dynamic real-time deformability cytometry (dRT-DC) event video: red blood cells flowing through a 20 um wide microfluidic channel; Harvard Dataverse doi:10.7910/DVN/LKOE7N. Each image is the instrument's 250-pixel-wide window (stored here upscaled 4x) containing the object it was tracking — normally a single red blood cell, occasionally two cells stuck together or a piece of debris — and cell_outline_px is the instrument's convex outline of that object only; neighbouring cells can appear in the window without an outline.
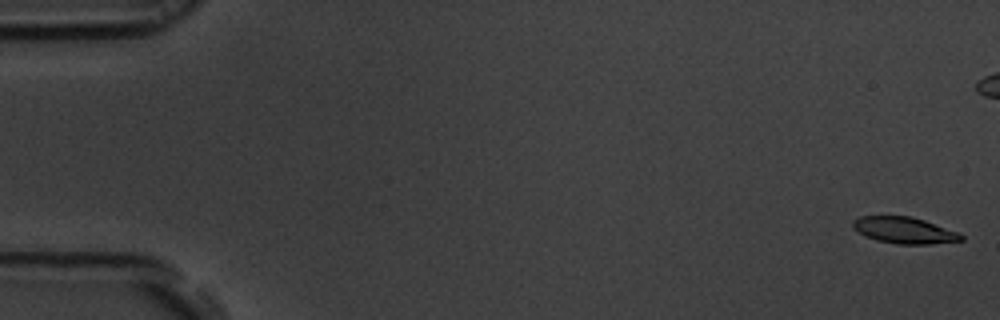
{"species": "common noctule bat (a hibernating species)", "species_latin": "Nyctalus noctula", "temperature_condition": "room temperature", "stored_images_in_passage": 56, "camera_frame_rate_fps": 3000, "um_per_image_px": 0.085, "animal": {"sex": "male", "body_mass_g": 19.5, "forearm_length_mm": 54.6}, "frame": {"image": 1, "passage_image": 1, "time_ms": 0.0, "image_size_px": [1000, 320], "cell_outline_px": [[964, 240], [928, 244], [896, 244], [876, 240], [864, 236], [852, 228], [852, 220], [860, 216], [912, 216], [960, 232], [964, 236]], "centroid_in_image_um": [76.85, 19.57], "position_along_channel_um": 8.1, "area_um2": 16.88}}
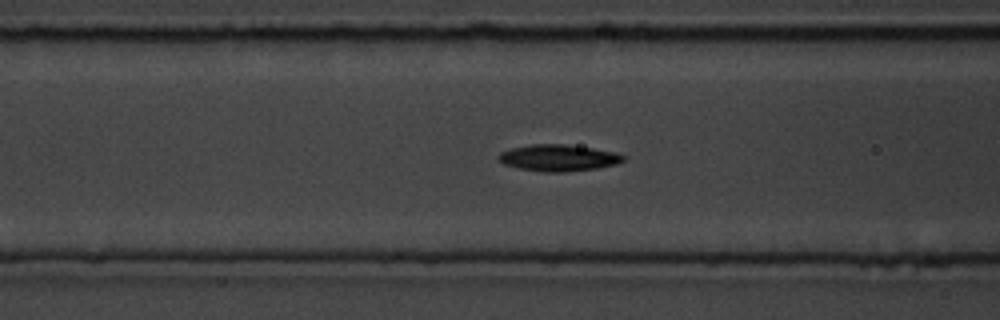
{"frame": {"image": 2, "passage_image": 22, "time_ms": 7.0, "image_size_px": [1000, 320], "cell_outline_px": [[628, 156], [624, 160], [616, 164], [596, 168], [564, 172], [540, 172], [520, 168], [504, 164], [496, 156], [500, 152], [512, 148], [532, 144], [564, 144], [592, 148], [616, 152]], "centroid_in_image_um": [47.48, 13.41], "position_along_channel_um": 119.1, "area_um2": 19.31}}
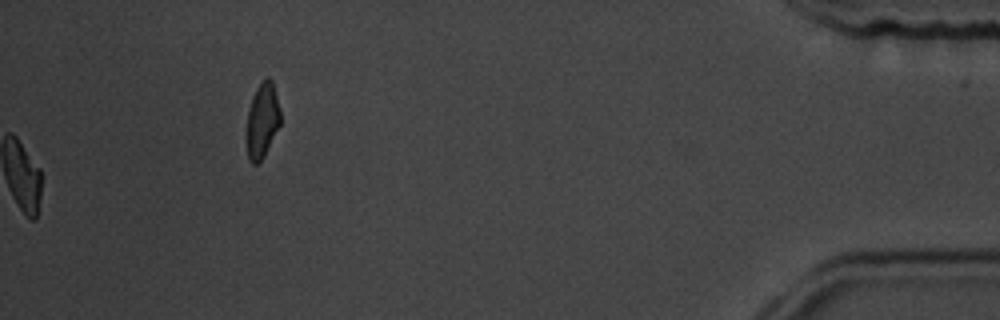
{"frame": {"image": 3, "passage_image": 56, "time_ms": 18.333, "image_size_px": [1000, 320], "cell_outline_px": [[280, 124], [264, 156], [256, 164], [252, 164], [248, 160], [244, 136], [244, 132], [248, 112], [252, 96], [256, 88], [268, 76], [272, 80], [280, 108]], "centroid_in_image_um": [22.25, 10.28], "position_along_channel_um": 413.0, "area_um2": 15.14}, "authors_computed_cell_mechanics": {"area_um2": 18.1492, "velocity_mm_per_s": 3.6857, "shape_relaxation_time_tau1_ms": 2.9637, "shape_relaxation_time_tau2_ms": 6.9563, "deformation_change_tau1": 0.1353, "deformation_change_tau2": 0.1085}}